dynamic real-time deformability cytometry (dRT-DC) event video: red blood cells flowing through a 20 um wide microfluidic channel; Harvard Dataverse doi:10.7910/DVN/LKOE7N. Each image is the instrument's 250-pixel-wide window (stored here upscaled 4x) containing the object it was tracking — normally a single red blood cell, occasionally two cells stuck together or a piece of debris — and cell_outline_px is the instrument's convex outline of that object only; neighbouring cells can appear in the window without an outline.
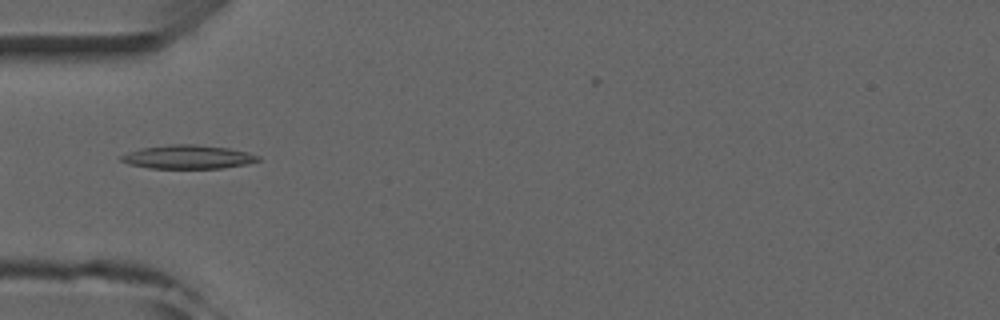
{"species": "common noctule bat (a hibernating species)", "species_latin": "Nyctalus noctula", "temperature_condition": "room temperature", "stored_images_in_passage": 5, "camera_frame_rate_fps": 3000, "um_per_image_px": 0.085, "animal": {"sex": "male", "forearm_length_mm": 52.5}, "frame": {"image": 1, "passage_image": 4, "time_ms": 3.333, "image_size_px": [1000, 320], "cell_outline_px": [[260, 160], [248, 164], [224, 168], [148, 168], [128, 164], [120, 160], [120, 156], [128, 152], [140, 148], [172, 144], [196, 144], [228, 148], [248, 152], [260, 156]], "centroid_in_image_um": [15.98, 13.34], "position_along_channel_um": 69.0, "area_um2": 19.02}}